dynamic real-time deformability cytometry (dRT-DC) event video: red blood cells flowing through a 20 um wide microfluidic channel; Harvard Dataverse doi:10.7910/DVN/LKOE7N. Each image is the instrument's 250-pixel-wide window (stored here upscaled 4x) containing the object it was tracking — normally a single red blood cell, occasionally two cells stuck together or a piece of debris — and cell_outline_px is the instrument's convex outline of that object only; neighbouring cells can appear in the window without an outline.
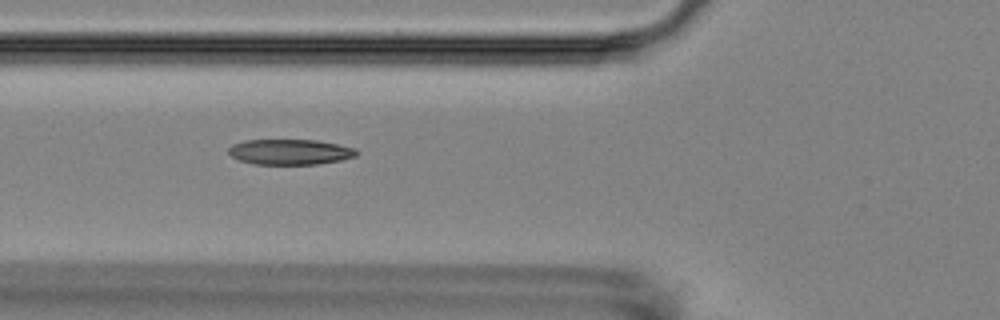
{"species": "Egyptian fruit bat (a non-hibernating species)", "species_latin": "Rousettus aegyptiacus", "temperature_condition": "room temperature", "stored_images_in_passage": 8, "camera_frame_rate_fps": 3000, "um_per_image_px": 0.085, "animal": {"sex": "female"}, "frame": {"image": 1, "passage_image": 3, "time_ms": 2.333, "image_size_px": [1000, 320], "cell_outline_px": [[360, 152], [356, 156], [340, 160], [316, 164], [256, 164], [240, 160], [232, 156], [228, 152], [228, 148], [232, 144], [244, 140], [316, 140], [356, 148]], "centroid_in_image_um": [24.66, 12.91], "position_along_channel_um": 101.1, "area_um2": 18.9}}
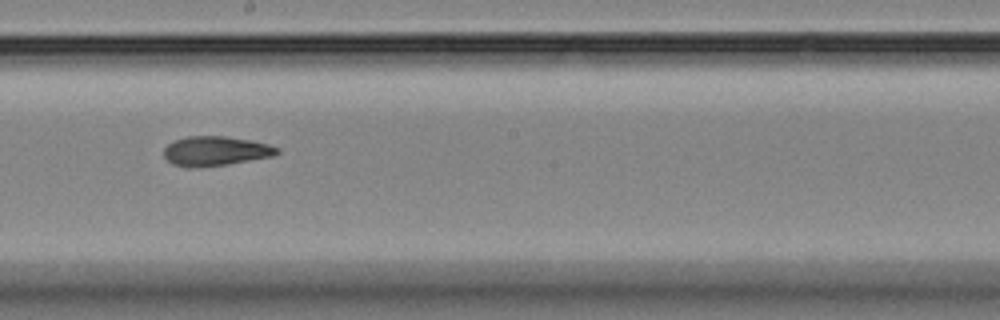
{"frame": {"image": 2, "passage_image": 6, "time_ms": 6.0, "image_size_px": [1000, 320], "cell_outline_px": [[280, 152], [276, 156], [228, 164], [200, 168], [184, 168], [172, 164], [164, 156], [164, 148], [168, 144], [176, 140], [188, 136], [224, 136], [252, 140], [268, 144], [280, 148]], "centroid_in_image_um": [18.35, 12.85], "position_along_channel_um": 229.9, "area_um2": 19.83}}
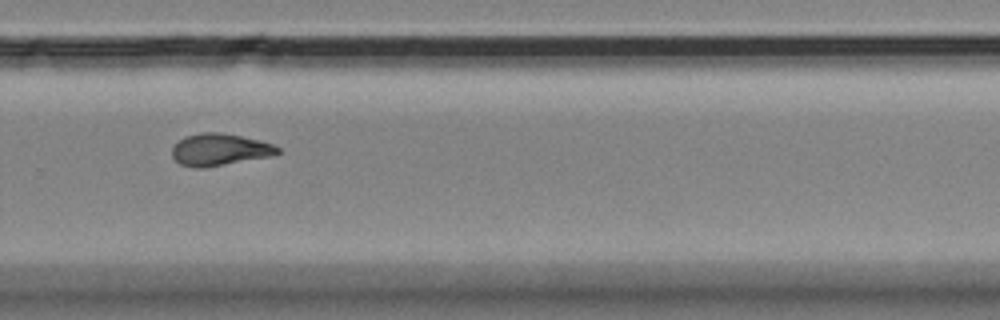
{"frame": {"image": 3, "passage_image": 8, "time_ms": 8.333, "image_size_px": [1000, 320], "cell_outline_px": [[280, 152], [276, 156], [204, 168], [192, 168], [180, 164], [172, 156], [172, 148], [184, 136], [200, 132], [220, 132], [260, 140], [272, 144], [280, 148]], "centroid_in_image_um": [18.7, 12.73], "position_along_channel_um": 311.1, "area_um2": 20.0}}